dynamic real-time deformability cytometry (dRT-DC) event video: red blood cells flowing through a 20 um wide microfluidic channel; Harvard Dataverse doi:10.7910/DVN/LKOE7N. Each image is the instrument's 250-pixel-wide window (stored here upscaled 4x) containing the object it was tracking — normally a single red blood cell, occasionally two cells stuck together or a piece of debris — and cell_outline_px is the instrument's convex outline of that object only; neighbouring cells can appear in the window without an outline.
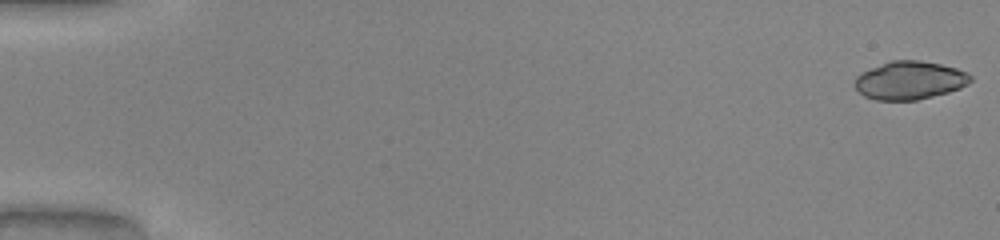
{"species": "common noctule bat (a hibernating species)", "species_latin": "Nyctalus noctula", "temperature_condition": "warm", "stored_images_in_passage": 50, "camera_frame_rate_fps": 3000, "um_per_image_px": 0.085, "animal": {"sex": "male", "body_mass_g": 20.0, "forearm_length_mm": 53.3}, "frame": {"image": 1, "passage_image": 1, "time_ms": 0.0, "image_size_px": [1000, 240], "cell_outline_px": [[972, 80], [968, 84], [960, 88], [948, 92], [916, 100], [876, 100], [864, 96], [856, 88], [856, 76], [872, 68], [892, 60], [920, 60], [940, 64], [956, 68], [968, 72], [972, 76]], "centroid_in_image_um": [77.37, 6.83], "position_along_channel_um": 7.6, "area_um2": 25.55}}
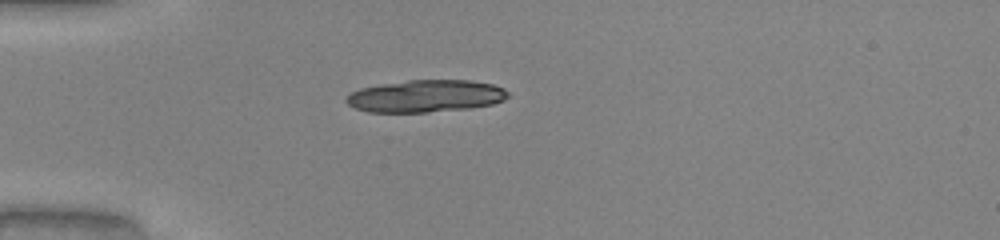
{"frame": {"image": 2, "passage_image": 15, "time_ms": 4.667, "image_size_px": [1000, 240], "cell_outline_px": [[508, 96], [504, 100], [492, 104], [468, 108], [428, 112], [368, 112], [356, 108], [348, 104], [344, 100], [352, 92], [360, 88], [380, 84], [408, 80], [468, 80], [492, 84], [504, 88], [508, 92]], "centroid_in_image_um": [36.17, 8.16], "position_along_channel_um": 48.8, "area_um2": 30.29}, "authors_computed_cell_mechanics": {"area_um2": 26.6747, "velocity_mm_per_s": 4.1234, "shape_relaxation_time_tau1_ms": 1.7494, "shape_relaxation_time_tau2_ms": 0.9178, "deformation_change_tau1": 0.3656, "deformation_change_tau2": 0.069}}